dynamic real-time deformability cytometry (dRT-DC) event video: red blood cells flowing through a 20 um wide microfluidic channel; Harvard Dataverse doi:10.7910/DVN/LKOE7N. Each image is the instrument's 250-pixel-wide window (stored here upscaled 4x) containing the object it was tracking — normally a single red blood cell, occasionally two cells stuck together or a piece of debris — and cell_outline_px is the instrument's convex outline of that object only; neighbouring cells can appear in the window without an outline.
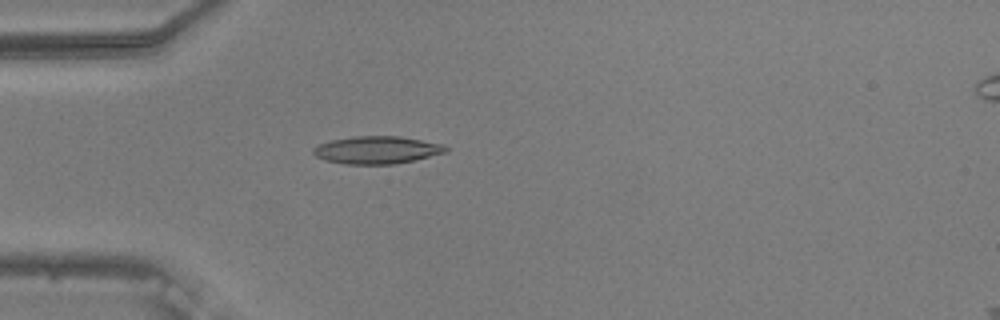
{"species": "common noctule bat (a hibernating species)", "species_latin": "Nyctalus noctula", "temperature_condition": "warm", "stored_images_in_passage": 51, "camera_frame_rate_fps": 3000, "um_per_image_px": 0.085, "animal": {"sex": "male", "body_mass_g": 20.5, "forearm_length_mm": 52.5}, "frame": {"image": 1, "passage_image": 13, "time_ms": 4.0, "image_size_px": [1000, 320], "cell_outline_px": [[448, 152], [412, 160], [392, 164], [344, 164], [324, 160], [316, 156], [312, 152], [312, 148], [320, 144], [332, 140], [356, 136], [400, 136], [444, 144], [448, 148]], "centroid_in_image_um": [32.04, 12.74], "position_along_channel_um": 53.0, "area_um2": 21.21}}
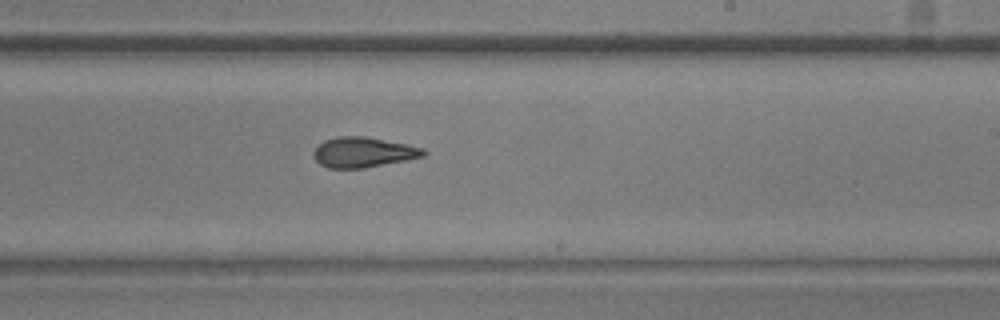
{"frame": {"image": 2, "passage_image": 30, "time_ms": 9.667, "image_size_px": [1000, 320], "cell_outline_px": [[428, 152], [424, 156], [364, 168], [328, 168], [320, 164], [312, 156], [312, 152], [324, 140], [336, 136], [364, 136], [408, 144], [424, 148]], "centroid_in_image_um": [30.87, 12.93], "position_along_channel_um": 258.1, "area_um2": 19.36}}
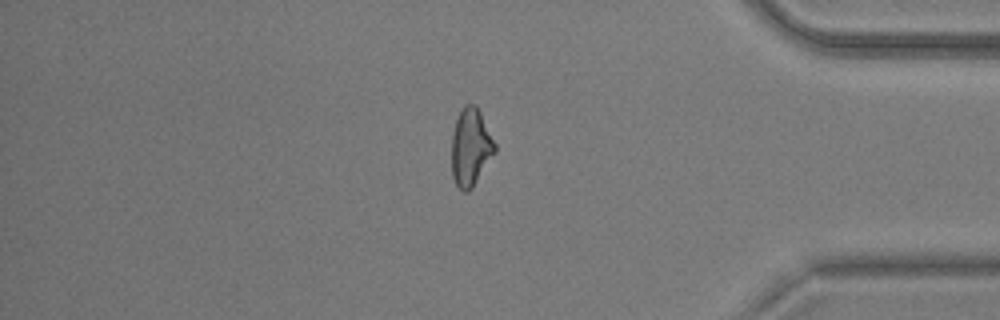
{"frame": {"image": 3, "passage_image": 43, "time_ms": 14.0, "image_size_px": [1000, 320], "cell_outline_px": [[496, 152], [472, 188], [468, 192], [464, 192], [456, 184], [452, 176], [452, 132], [456, 120], [464, 104], [476, 104], [496, 144]], "centroid_in_image_um": [40.01, 12.52], "position_along_channel_um": 395.2, "area_um2": 19.54}, "authors_computed_cell_mechanics": {"area_um2": 19.7676, "velocity_mm_per_s": 3.7748, "shape_relaxation_time_tau1_ms": 3.8571, "shape_relaxation_time_tau2_ms": 2.7129, "deformation_change_tau1": 0.1609, "deformation_change_tau2": 0.1149}}